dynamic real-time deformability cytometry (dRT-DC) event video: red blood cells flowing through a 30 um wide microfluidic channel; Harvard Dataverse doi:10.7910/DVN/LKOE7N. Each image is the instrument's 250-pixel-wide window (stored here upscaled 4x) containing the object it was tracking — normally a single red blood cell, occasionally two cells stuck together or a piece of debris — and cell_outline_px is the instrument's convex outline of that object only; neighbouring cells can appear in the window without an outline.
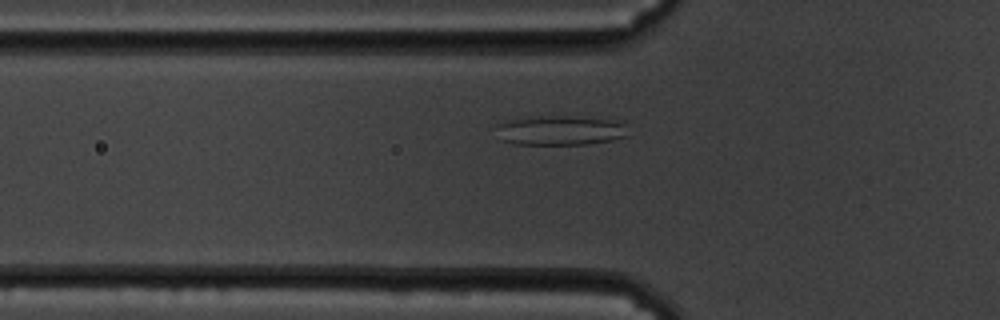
{"species": "common noctule bat (a hibernating species)", "species_latin": "Nyctalus noctula", "temperature_condition": "cold", "stored_images_in_passage": 50, "camera_frame_rate_fps": 3000, "um_per_image_px": 0.085, "animal": {"sex": "male", "body_mass_g": 19.5, "forearm_length_mm": 54.6}, "frame": {"image": 1, "passage_image": 12, "time_ms": 3.667, "image_size_px": [1000, 320], "cell_outline_px": [[628, 136], [612, 140], [588, 144], [516, 144], [500, 140], [496, 124], [504, 120], [532, 116], [572, 116], [608, 120], [624, 124]], "centroid_in_image_um": [47.54, 11.08], "position_along_channel_um": 78.3, "area_um2": 22.72}}
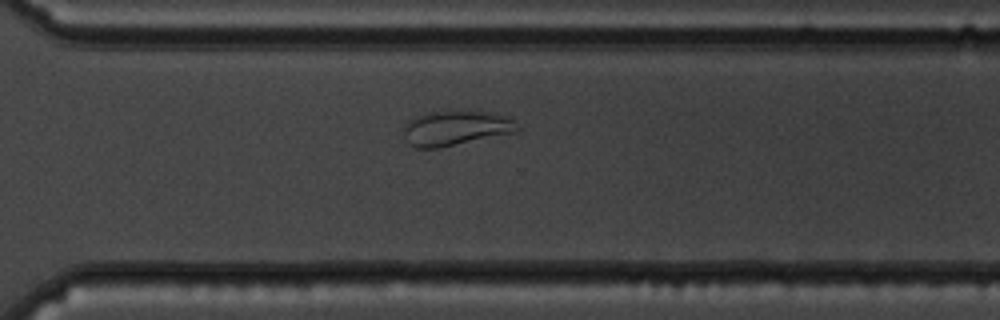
{"frame": {"image": 2, "passage_image": 34, "time_ms": 11.0, "image_size_px": [1000, 320], "cell_outline_px": [[520, 128], [516, 132], [440, 148], [416, 148], [408, 144], [404, 136], [404, 124], [408, 120], [416, 116], [428, 112], [484, 112], [500, 116], [512, 120]], "centroid_in_image_um": [38.66, 10.92], "position_along_channel_um": 331.9, "area_um2": 22.66}}
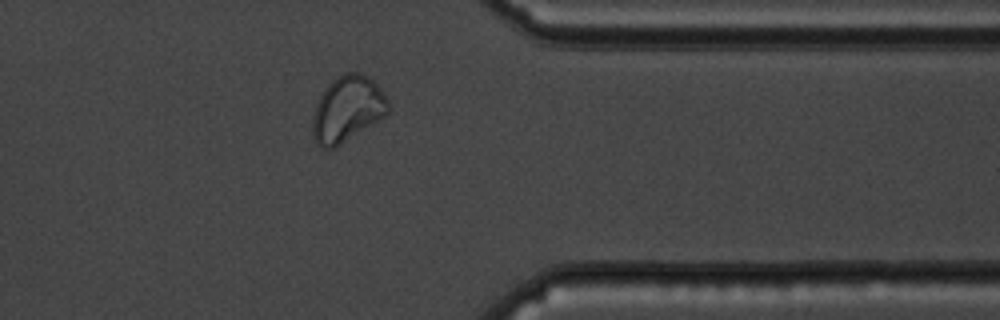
{"frame": {"image": 3, "passage_image": 39, "time_ms": 12.667, "image_size_px": [1000, 320], "cell_outline_px": [[388, 112], [384, 116], [340, 144], [332, 148], [320, 148], [316, 144], [312, 132], [312, 116], [316, 104], [320, 96], [328, 84], [332, 80], [344, 72], [360, 72], [368, 76], [380, 88], [388, 100]], "centroid_in_image_um": [29.49, 9.25], "position_along_channel_um": 381.9, "area_um2": 28.73}, "authors_computed_cell_mechanics": {"area_um2": 25.8944, "velocity_mm_per_s": 3.4553, "shape_relaxation_time_tau1_ms": null, "shape_relaxation_time_tau2_ms": 2.2625, "deformation_change_tau1": null, "deformation_change_tau2": 0.0735}}